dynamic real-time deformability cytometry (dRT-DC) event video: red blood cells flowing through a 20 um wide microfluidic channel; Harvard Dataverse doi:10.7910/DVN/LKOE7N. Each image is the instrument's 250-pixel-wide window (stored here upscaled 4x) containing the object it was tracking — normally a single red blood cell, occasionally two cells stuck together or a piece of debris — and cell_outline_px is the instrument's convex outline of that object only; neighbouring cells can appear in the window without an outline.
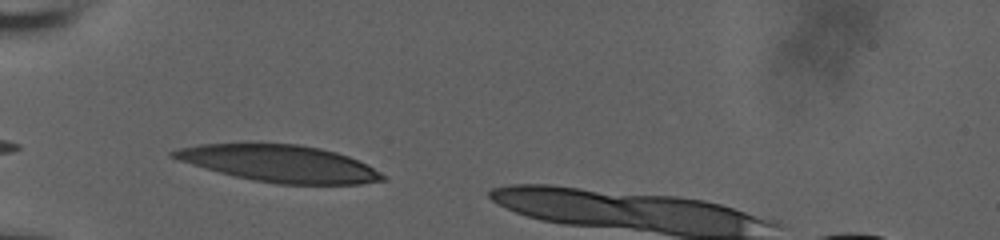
{"species": "human", "species_latin": "Homo sapiens", "temperature_condition": "room temperature", "stored_images_in_passage": 30, "camera_frame_rate_fps": 3000, "um_per_image_px": 0.085, "donor": {"sex": "male"}, "frame": {"image": 1, "passage_image": 1, "time_ms": 0.0, "image_size_px": [1000, 240], "cell_outline_px": [[388, 176], [384, 180], [360, 184], [280, 184], [252, 180], [204, 168], [168, 156], [168, 152], [180, 148], [200, 144], [300, 144], [320, 148], [336, 152], [348, 156]], "centroid_in_image_um": [23.76, 13.9], "position_along_channel_um": 61.2, "area_um2": 44.45}}
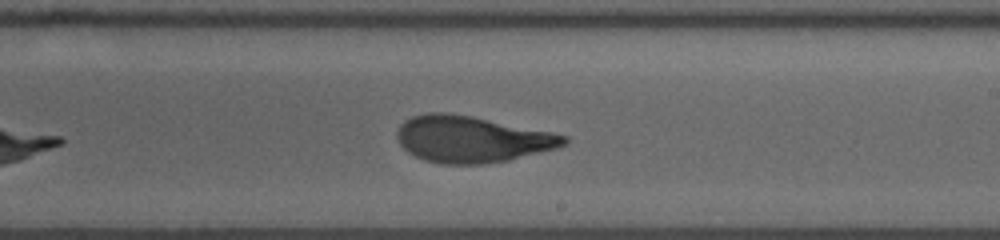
{"frame": {"image": 2, "passage_image": 17, "time_ms": 5.333, "image_size_px": [1000, 240], "cell_outline_px": [[568, 144], [556, 148], [508, 160], [484, 164], [440, 164], [424, 160], [408, 152], [400, 144], [396, 136], [396, 132], [400, 124], [404, 120], [412, 116], [428, 112], [448, 112], [472, 116], [552, 132], [568, 136]], "centroid_in_image_um": [40.08, 11.82], "position_along_channel_um": 248.9, "area_um2": 45.32}}
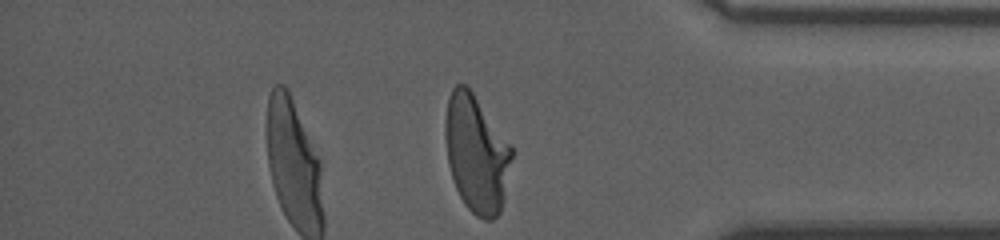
{"frame": {"image": 3, "passage_image": 30, "time_ms": 9.667, "image_size_px": [1000, 240], "cell_outline_px": [[516, 152], [504, 200], [500, 212], [492, 220], [484, 220], [476, 216], [464, 204], [452, 180], [448, 164], [444, 136], [444, 124], [448, 96], [452, 88], [456, 84], [464, 84], [472, 92], [512, 144]], "centroid_in_image_um": [40.53, 13.08], "position_along_channel_um": 394.7, "area_um2": 46.53}, "authors_computed_cell_mechanics": {"area_um2": 45.7198, "velocity_mm_per_s": 3.7182, "shape_relaxation_time_tau1_ms": 9.3173, "shape_relaxation_time_tau2_ms": 1.4583, "deformation_change_tau1": 0.3351, "deformation_change_tau2": 0.0886}}